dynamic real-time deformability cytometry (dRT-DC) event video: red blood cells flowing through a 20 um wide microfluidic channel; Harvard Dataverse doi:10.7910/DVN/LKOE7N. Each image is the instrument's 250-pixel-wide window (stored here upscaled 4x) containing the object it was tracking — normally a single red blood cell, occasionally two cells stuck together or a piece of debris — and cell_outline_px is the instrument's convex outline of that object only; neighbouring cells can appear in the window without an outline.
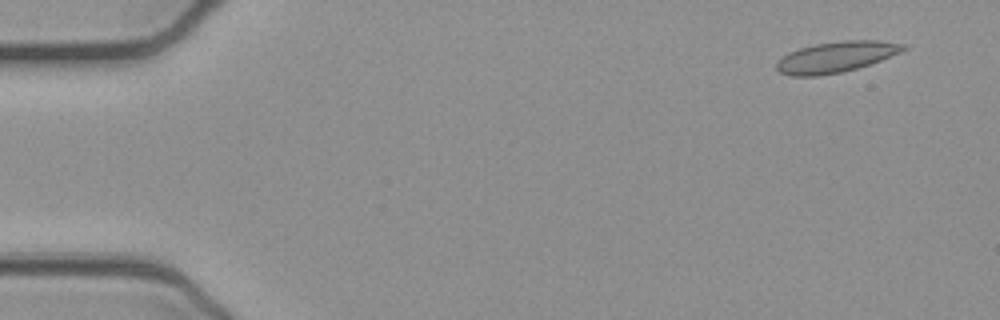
{"species": "common noctule bat (a hibernating species)", "species_latin": "Nyctalus noctula", "temperature_condition": "cold", "stored_images_in_passage": 53, "camera_frame_rate_fps": 3000, "um_per_image_px": 0.085, "animal": {"sex": "female", "body_mass_g": 21.9}, "frame": {"image": 1, "passage_image": 4, "time_ms": 1.0, "image_size_px": [1000, 320], "cell_outline_px": [[908, 48], [900, 52], [880, 60], [856, 68], [840, 72], [816, 76], [792, 76], [780, 72], [776, 68], [776, 60], [788, 52], [800, 48], [816, 44], [844, 40], [876, 40], [908, 44]], "centroid_in_image_um": [71.05, 4.83], "position_along_channel_um": 14.0, "area_um2": 22.66}}
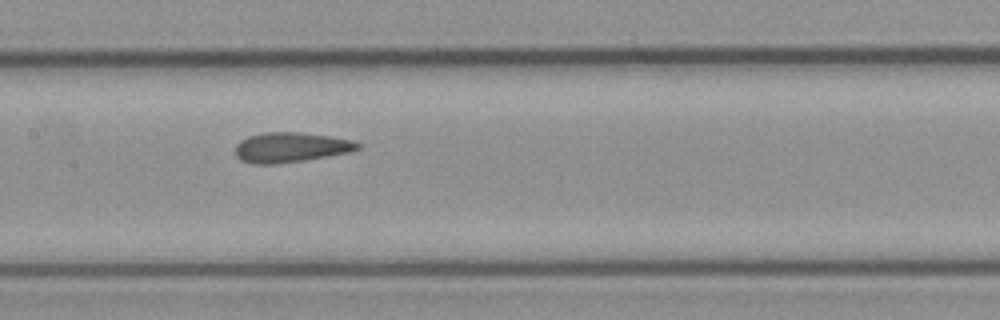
{"frame": {"image": 2, "passage_image": 26, "time_ms": 8.333, "image_size_px": [1000, 320], "cell_outline_px": [[360, 148], [352, 152], [304, 160], [276, 164], [252, 164], [240, 160], [236, 156], [236, 144], [240, 140], [248, 136], [264, 132], [300, 132], [328, 136], [352, 140], [360, 144]], "centroid_in_image_um": [24.69, 12.53], "position_along_channel_um": 182.7, "area_um2": 21.44}}
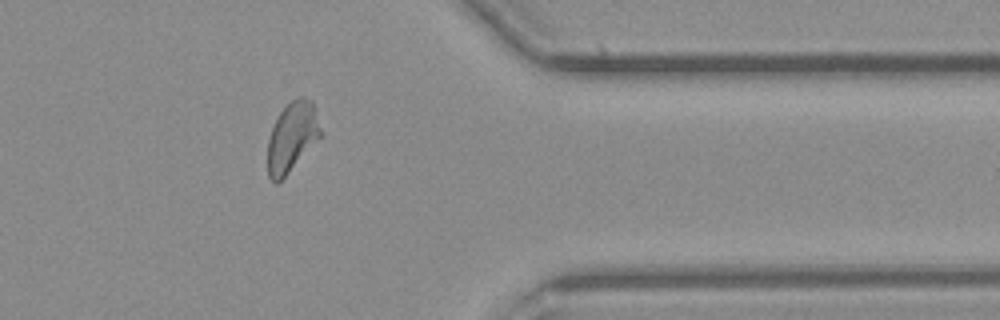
{"frame": {"image": 3, "passage_image": 43, "time_ms": 14.0, "image_size_px": [1000, 320], "cell_outline_px": [[320, 136], [288, 172], [276, 184], [268, 176], [268, 140], [272, 128], [280, 112], [292, 100], [300, 96], [304, 96], [312, 100], [316, 108], [320, 128]], "centroid_in_image_um": [24.82, 11.59], "position_along_channel_um": 386.6, "area_um2": 20.92}, "authors_computed_cell_mechanics": {"area_um2": 21.6172, "velocity_mm_per_s": 3.8956, "shape_relaxation_time_tau1_ms": 6.8714, "shape_relaxation_time_tau2_ms": 1.2248, "deformation_change_tau1": 0.1673, "deformation_change_tau2": 0.0752}}